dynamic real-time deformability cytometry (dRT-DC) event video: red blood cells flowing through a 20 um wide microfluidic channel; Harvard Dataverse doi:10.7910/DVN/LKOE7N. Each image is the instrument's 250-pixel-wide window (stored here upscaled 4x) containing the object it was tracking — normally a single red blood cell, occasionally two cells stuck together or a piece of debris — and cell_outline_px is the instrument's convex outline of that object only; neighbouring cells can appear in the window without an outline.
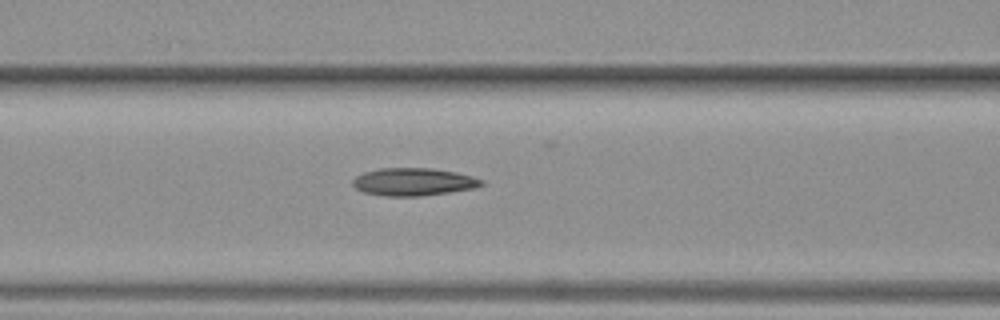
{"species": "common noctule bat (a hibernating species)", "species_latin": "Nyctalus noctula", "temperature_condition": "warm", "stored_images_in_passage": 5, "camera_frame_rate_fps": 3000, "um_per_image_px": 0.085, "animal": {"sex": "female", "body_mass_g": 19.3, "forearm_length_mm": 54.1}, "frame": {"image": 1, "passage_image": 5, "time_ms": 5.667, "image_size_px": [1000, 320], "cell_outline_px": [[484, 184], [476, 188], [420, 196], [388, 196], [364, 192], [356, 188], [352, 184], [352, 180], [356, 176], [364, 172], [380, 168], [432, 168], [456, 172], [472, 176], [484, 180]], "centroid_in_image_um": [35.16, 15.45], "position_along_channel_um": 131.4, "area_um2": 20.75}}